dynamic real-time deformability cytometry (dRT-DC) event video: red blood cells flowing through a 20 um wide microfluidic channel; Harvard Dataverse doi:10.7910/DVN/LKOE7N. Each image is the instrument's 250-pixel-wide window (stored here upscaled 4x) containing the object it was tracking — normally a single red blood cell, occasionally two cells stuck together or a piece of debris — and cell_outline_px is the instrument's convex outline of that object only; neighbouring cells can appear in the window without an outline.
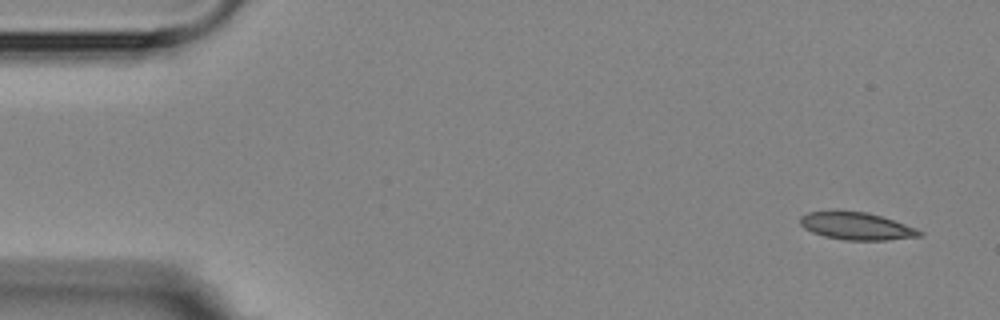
{"species": "Egyptian fruit bat (a non-hibernating species)", "species_latin": "Rousettus aegyptiacus", "temperature_condition": "room temperature", "stored_images_in_passage": 8, "camera_frame_rate_fps": 3000, "um_per_image_px": 0.085, "animal": {"sex": "female"}, "frame": {"image": 1, "passage_image": 1, "time_ms": 0.0, "image_size_px": [1000, 320], "cell_outline_px": [[924, 236], [884, 240], [844, 240], [824, 236], [812, 232], [804, 228], [800, 224], [800, 216], [808, 212], [836, 208], [868, 212], [916, 228], [924, 232]], "centroid_in_image_um": [72.75, 19.18], "position_along_channel_um": 12.3, "area_um2": 19.65}}
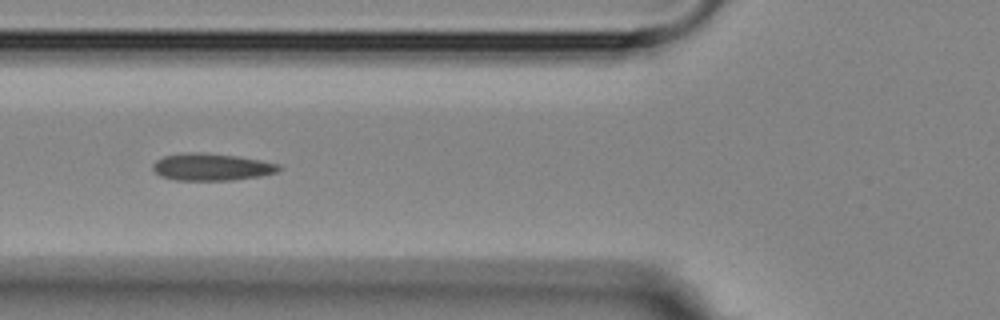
{"frame": {"image": 2, "passage_image": 6, "time_ms": 5.667, "image_size_px": [1000, 320], "cell_outline_px": [[284, 168], [276, 172], [260, 176], [232, 180], [176, 180], [160, 176], [152, 168], [152, 164], [156, 160], [164, 156], [184, 152], [204, 152], [236, 156], [260, 160], [280, 164]], "centroid_in_image_um": [17.98, 14.18], "position_along_channel_um": 107.8, "area_um2": 20.06}}
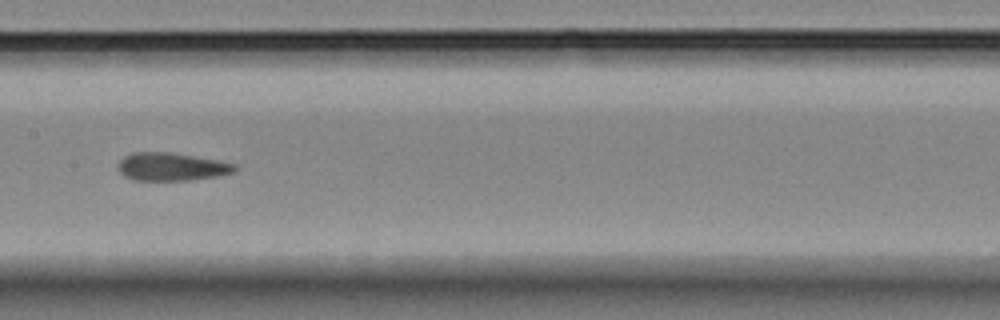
{"frame": {"image": 3, "passage_image": 8, "time_ms": 8.0, "image_size_px": [1000, 320], "cell_outline_px": [[240, 168], [232, 172], [216, 176], [188, 180], [132, 180], [124, 176], [116, 168], [116, 164], [124, 156], [132, 152], [172, 152], [216, 160], [236, 164]], "centroid_in_image_um": [14.53, 14.16], "position_along_channel_um": 192.9, "area_um2": 19.13}}